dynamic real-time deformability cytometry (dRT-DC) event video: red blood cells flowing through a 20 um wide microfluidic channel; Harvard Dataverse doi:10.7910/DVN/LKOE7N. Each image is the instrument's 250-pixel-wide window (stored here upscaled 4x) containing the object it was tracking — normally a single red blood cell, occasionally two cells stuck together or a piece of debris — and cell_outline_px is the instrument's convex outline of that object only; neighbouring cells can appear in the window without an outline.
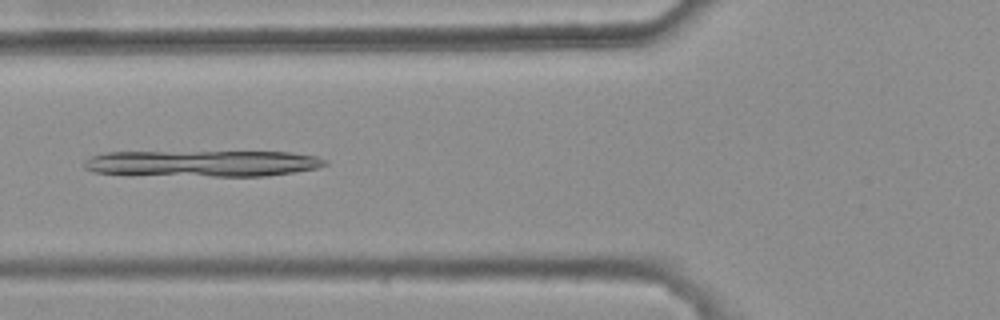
{"species": "common noctule bat (a hibernating species)", "species_latin": "Nyctalus noctula", "temperature_condition": "warm", "stored_images_in_passage": 6, "camera_frame_rate_fps": 3000, "um_per_image_px": 0.085, "animal": {"sex": "female", "body_mass_g": 25.1}, "frame": {"image": 1, "passage_image": 6, "time_ms": 1.667, "image_size_px": [1000, 320], "cell_outline_px": [[328, 164], [316, 168], [292, 172], [264, 176], [212, 176], [92, 172], [84, 168], [84, 160], [92, 156], [104, 152], [288, 152], [316, 156], [328, 160]], "centroid_in_image_um": [17.26, 13.88], "position_along_channel_um": 108.5, "area_um2": 36.47}}